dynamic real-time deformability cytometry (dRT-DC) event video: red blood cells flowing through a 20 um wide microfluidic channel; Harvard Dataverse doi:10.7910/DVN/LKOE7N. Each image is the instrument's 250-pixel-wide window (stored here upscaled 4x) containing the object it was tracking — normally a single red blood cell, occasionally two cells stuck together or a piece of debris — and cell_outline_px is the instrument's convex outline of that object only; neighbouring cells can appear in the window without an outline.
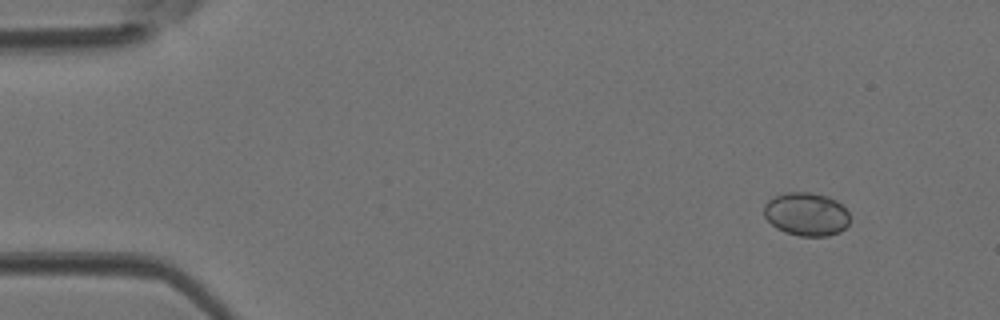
{"species": "Egyptian fruit bat (a non-hibernating species)", "species_latin": "Rousettus aegyptiacus", "temperature_condition": "room temperature", "stored_images_in_passage": 44, "camera_frame_rate_fps": 3000, "um_per_image_px": 0.085, "animal": {"sex": "female"}, "frame": {"image": 1, "passage_image": 4, "time_ms": 1.0, "image_size_px": [1000, 320], "cell_outline_px": [[848, 224], [840, 232], [828, 236], [800, 236], [784, 232], [776, 228], [764, 216], [764, 204], [772, 196], [784, 192], [812, 192], [828, 196], [836, 200], [848, 212]], "centroid_in_image_um": [68.51, 18.19], "position_along_channel_um": 16.5, "area_um2": 21.85}}
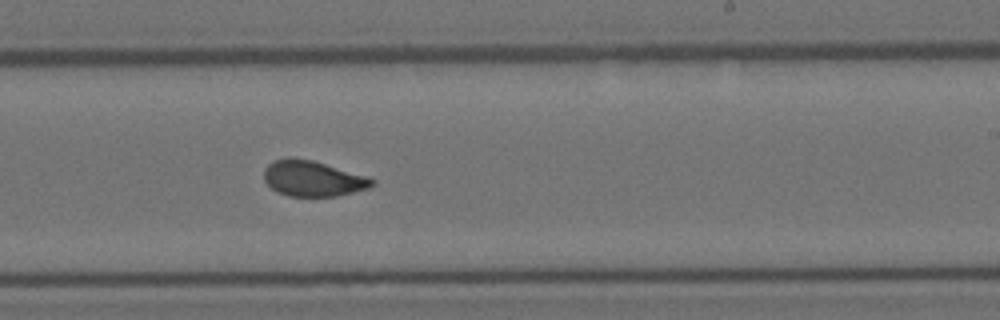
{"frame": {"image": 2, "passage_image": 27, "time_ms": 8.667, "image_size_px": [1000, 320], "cell_outline_px": [[376, 184], [368, 188], [336, 196], [288, 196], [276, 192], [264, 180], [264, 168], [272, 160], [288, 156], [292, 156], [312, 160], [368, 176], [376, 180]], "centroid_in_image_um": [26.57, 15.15], "position_along_channel_um": 262.4, "area_um2": 22.72}}
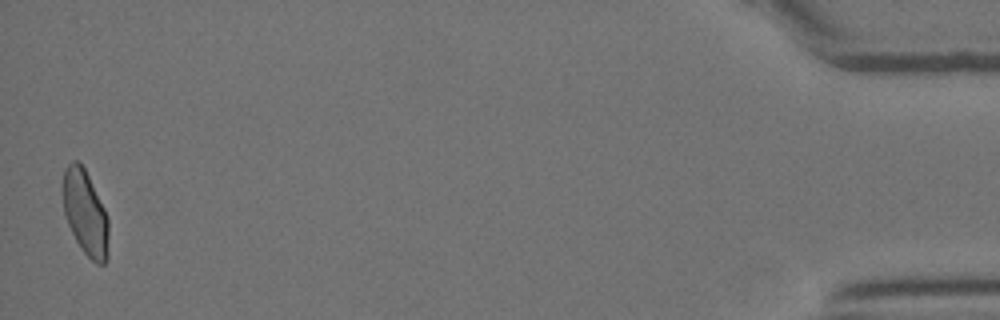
{"frame": {"image": 3, "passage_image": 44, "time_ms": 14.333, "image_size_px": [1000, 320], "cell_outline_px": [[108, 256], [104, 264], [96, 264], [80, 248], [68, 224], [64, 212], [60, 188], [64, 168], [72, 160], [76, 160], [84, 168], [104, 208], [108, 220]], "centroid_in_image_um": [7.21, 18.07], "position_along_channel_um": 428.0, "area_um2": 22.83}}